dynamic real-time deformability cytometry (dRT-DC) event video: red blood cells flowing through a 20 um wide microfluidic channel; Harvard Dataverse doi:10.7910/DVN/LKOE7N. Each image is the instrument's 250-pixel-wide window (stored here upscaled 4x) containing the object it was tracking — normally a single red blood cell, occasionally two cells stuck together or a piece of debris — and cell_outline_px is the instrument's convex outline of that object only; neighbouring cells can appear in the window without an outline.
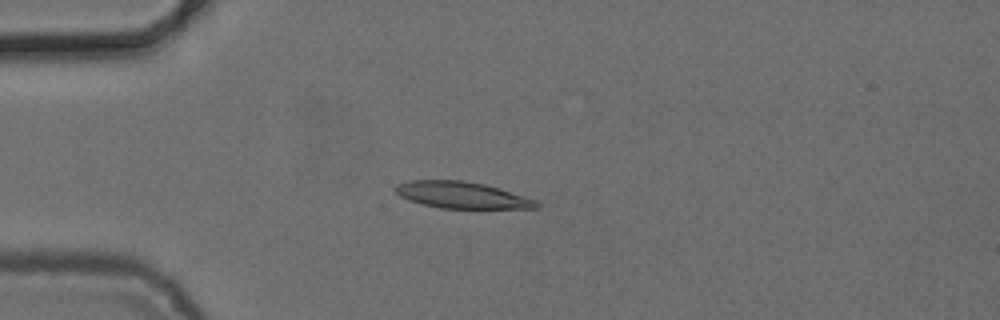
{"species": "common noctule bat (a hibernating species)", "species_latin": "Nyctalus noctula", "temperature_condition": "cold", "stored_images_in_passage": 3, "camera_frame_rate_fps": 3000, "um_per_image_px": 0.085, "animal": {"sex": "female", "body_mass_g": 24.6, "forearm_length_mm": 56.2}, "frame": {"image": 1, "passage_image": 3, "time_ms": 3.667, "image_size_px": [1000, 320], "cell_outline_px": [[540, 204], [536, 208], [440, 208], [408, 200], [400, 196], [392, 188], [396, 184], [412, 180], [460, 180], [484, 184], [536, 200]], "centroid_in_image_um": [39.19, 16.57], "position_along_channel_um": 45.8, "area_um2": 21.56}}